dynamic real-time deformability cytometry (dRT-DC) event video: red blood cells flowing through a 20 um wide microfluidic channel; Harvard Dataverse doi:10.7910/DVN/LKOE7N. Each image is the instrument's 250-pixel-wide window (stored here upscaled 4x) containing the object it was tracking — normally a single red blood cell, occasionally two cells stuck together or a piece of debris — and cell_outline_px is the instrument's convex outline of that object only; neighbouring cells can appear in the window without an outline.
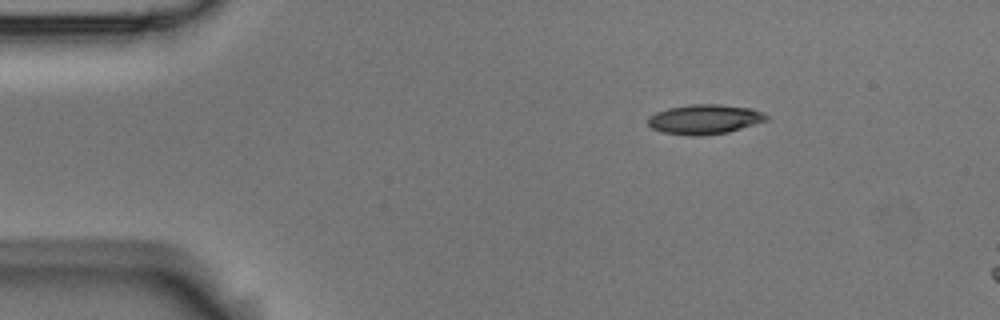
{"species": "Egyptian fruit bat (a non-hibernating species)", "species_latin": "Rousettus aegyptiacus", "temperature_condition": "room temperature", "stored_images_in_passage": 3, "camera_frame_rate_fps": 3000, "um_per_image_px": 0.085, "animal": {"sex": "male"}, "frame": {"image": 1, "passage_image": 1, "time_ms": 0.0, "image_size_px": [1000, 320], "cell_outline_px": [[768, 120], [728, 132], [704, 136], [692, 136], [664, 132], [652, 128], [648, 124], [648, 116], [656, 112], [668, 108], [692, 104], [720, 104], [752, 108], [764, 112], [768, 116]], "centroid_in_image_um": [59.91, 10.13], "position_along_channel_um": 25.1, "area_um2": 20.58}}